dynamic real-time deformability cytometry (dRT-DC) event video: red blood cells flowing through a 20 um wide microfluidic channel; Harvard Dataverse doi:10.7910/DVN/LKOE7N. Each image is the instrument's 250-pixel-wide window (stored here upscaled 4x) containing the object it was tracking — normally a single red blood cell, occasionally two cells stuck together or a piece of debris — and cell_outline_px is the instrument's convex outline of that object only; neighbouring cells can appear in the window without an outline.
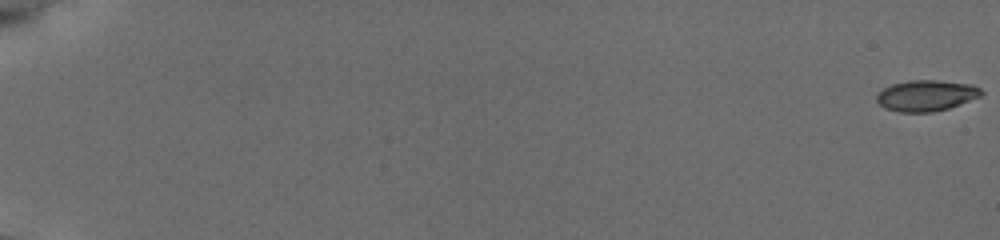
{"species": "common noctule bat (a hibernating species)", "species_latin": "Nyctalus noctula", "temperature_condition": "cold", "stored_images_in_passage": 57, "camera_frame_rate_fps": 3000, "um_per_image_px": 0.085, "animal": {"sex": "female", "body_mass_g": 19.5, "forearm_length_mm": 54.1}, "frame": {"image": 1, "passage_image": 1, "time_ms": 0.0, "image_size_px": [1000, 240], "cell_outline_px": [[984, 92], [980, 96], [948, 108], [932, 112], [900, 112], [884, 108], [876, 100], [876, 96], [884, 88], [892, 84], [912, 80], [932, 80], [972, 84], [980, 88]], "centroid_in_image_um": [78.72, 8.12], "position_along_channel_um": 6.3, "area_um2": 18.67}}
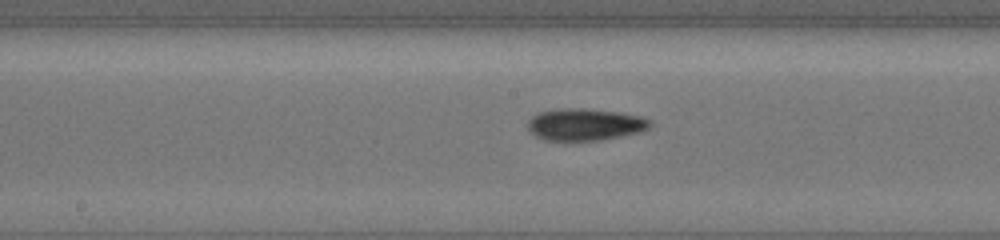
{"frame": {"image": 2, "passage_image": 33, "time_ms": 10.667, "image_size_px": [1000, 240], "cell_outline_px": [[652, 124], [648, 128], [636, 132], [620, 136], [600, 140], [548, 140], [536, 136], [528, 128], [528, 120], [532, 116], [540, 112], [556, 108], [584, 108], [620, 112], [640, 116], [652, 120]], "centroid_in_image_um": [49.72, 10.56], "position_along_channel_um": 198.5, "area_um2": 22.66}}
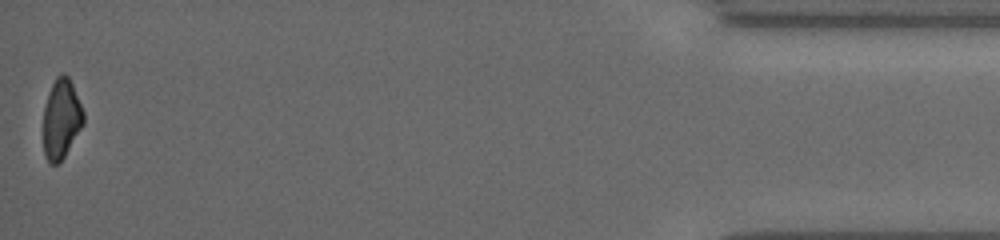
{"frame": {"image": 3, "passage_image": 57, "time_ms": 18.667, "image_size_px": [1000, 240], "cell_outline_px": [[84, 124], [64, 156], [56, 164], [48, 164], [44, 156], [44, 108], [52, 84], [56, 76], [60, 72], [64, 72], [68, 76], [72, 84], [84, 112]], "centroid_in_image_um": [5.21, 10.1], "position_along_channel_um": 430.0, "area_um2": 18.55}, "authors_computed_cell_mechanics": {"area_um2": 20.1722, "velocity_mm_per_s": 3.831, "shape_relaxation_time_tau1_ms": 6.6752, "shape_relaxation_time_tau2_ms": null, "deformation_change_tau1": 0.1675, "deformation_change_tau2": null}}